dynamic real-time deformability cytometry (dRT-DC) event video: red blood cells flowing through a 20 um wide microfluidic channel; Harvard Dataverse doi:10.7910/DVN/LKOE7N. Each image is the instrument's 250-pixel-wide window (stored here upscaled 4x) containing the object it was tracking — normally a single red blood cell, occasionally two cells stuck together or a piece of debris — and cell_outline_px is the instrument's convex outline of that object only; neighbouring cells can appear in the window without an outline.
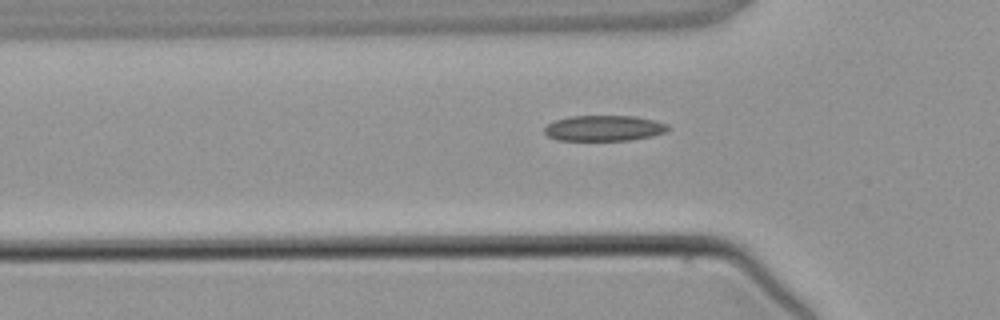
{"species": "common noctule bat (a hibernating species)", "species_latin": "Nyctalus noctula", "temperature_condition": "warm", "stored_images_in_passage": 6, "camera_frame_rate_fps": 3000, "um_per_image_px": 0.085, "animal": {"sex": "male", "body_mass_g": 21.5, "forearm_length_mm": 52.0}, "frame": {"image": 1, "passage_image": 5, "time_ms": 6.0, "image_size_px": [1000, 320], "cell_outline_px": [[668, 128], [664, 132], [652, 136], [628, 140], [556, 140], [548, 136], [544, 132], [544, 128], [548, 124], [556, 120], [568, 116], [636, 116], [668, 124]], "centroid_in_image_um": [51.3, 10.89], "position_along_channel_um": 74.5, "area_um2": 18.32}}
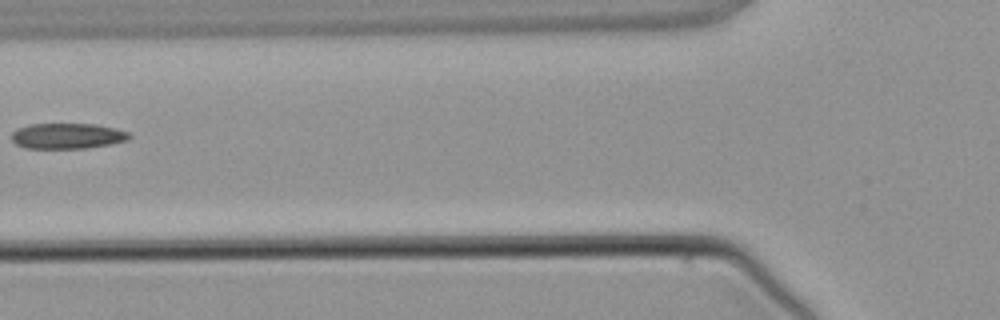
{"frame": {"image": 2, "passage_image": 6, "time_ms": 7.0, "image_size_px": [1000, 320], "cell_outline_px": [[132, 136], [128, 140], [112, 144], [84, 148], [24, 148], [16, 144], [12, 140], [12, 132], [16, 128], [28, 124], [96, 124], [116, 128], [128, 132]], "centroid_in_image_um": [5.73, 11.55], "position_along_channel_um": 120.1, "area_um2": 17.69}}